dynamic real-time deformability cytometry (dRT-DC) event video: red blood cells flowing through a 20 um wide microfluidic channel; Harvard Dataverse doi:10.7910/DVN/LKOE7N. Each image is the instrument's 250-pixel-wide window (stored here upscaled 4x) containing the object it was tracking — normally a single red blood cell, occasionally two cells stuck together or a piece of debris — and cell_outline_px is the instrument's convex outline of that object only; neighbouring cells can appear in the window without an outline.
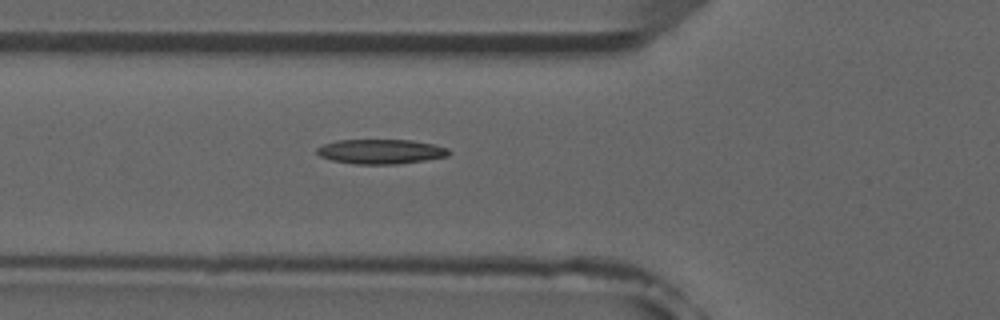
{"species": "common noctule bat (a hibernating species)", "species_latin": "Nyctalus noctula", "temperature_condition": "room temperature", "stored_images_in_passage": 3, "camera_frame_rate_fps": 3000, "um_per_image_px": 0.085, "animal": {"sex": "male", "forearm_length_mm": 52.5}, "frame": {"image": 1, "passage_image": 3, "time_ms": 3.333, "image_size_px": [1000, 320], "cell_outline_px": [[452, 152], [448, 156], [400, 164], [356, 164], [332, 160], [320, 156], [316, 152], [316, 148], [324, 144], [336, 140], [412, 140], [432, 144], [448, 148]], "centroid_in_image_um": [32.37, 12.88], "position_along_channel_um": 93.4, "area_um2": 18.96}}